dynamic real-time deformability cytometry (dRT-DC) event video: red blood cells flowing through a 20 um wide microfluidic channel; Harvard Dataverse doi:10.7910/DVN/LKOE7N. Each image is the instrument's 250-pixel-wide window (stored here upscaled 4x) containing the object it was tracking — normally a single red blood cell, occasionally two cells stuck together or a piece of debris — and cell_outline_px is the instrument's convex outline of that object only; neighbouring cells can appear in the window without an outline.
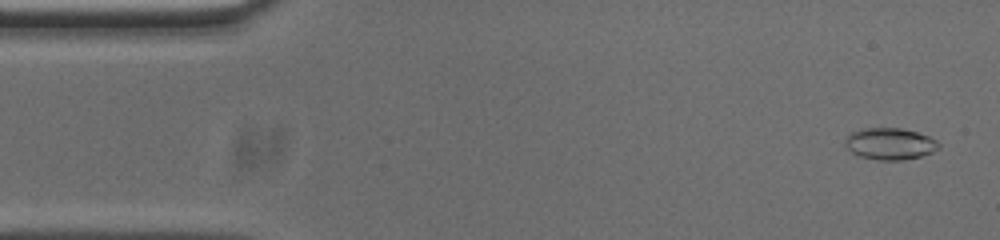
{"species": "common noctule bat (a hibernating species)", "species_latin": "Nyctalus noctula", "temperature_condition": "cold", "stored_images_in_passage": 53, "camera_frame_rate_fps": 3000, "um_per_image_px": 0.085, "animal": {"sex": "male", "body_mass_g": 20.0, "forearm_length_mm": 53.3}, "frame": {"image": 1, "passage_image": 2, "time_ms": 0.333, "image_size_px": [1000, 240], "cell_outline_px": [[940, 148], [932, 152], [920, 156], [904, 160], [880, 160], [860, 156], [852, 152], [844, 144], [844, 140], [852, 132], [860, 128], [900, 128], [916, 132], [928, 136], [936, 140], [940, 144]], "centroid_in_image_um": [75.65, 12.22], "position_along_channel_um": 9.4, "area_um2": 17.22}}
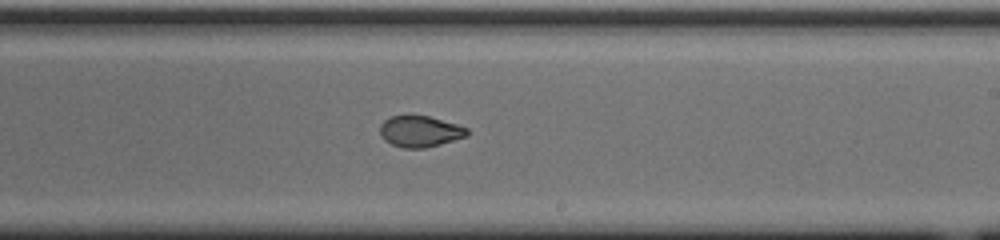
{"frame": {"image": 2, "passage_image": 30, "time_ms": 9.667, "image_size_px": [1000, 240], "cell_outline_px": [[468, 136], [440, 144], [424, 148], [404, 148], [392, 144], [384, 140], [380, 132], [380, 124], [384, 120], [392, 116], [428, 116], [456, 124], [468, 128]], "centroid_in_image_um": [35.7, 11.17], "position_along_channel_um": 253.3, "area_um2": 15.66}}
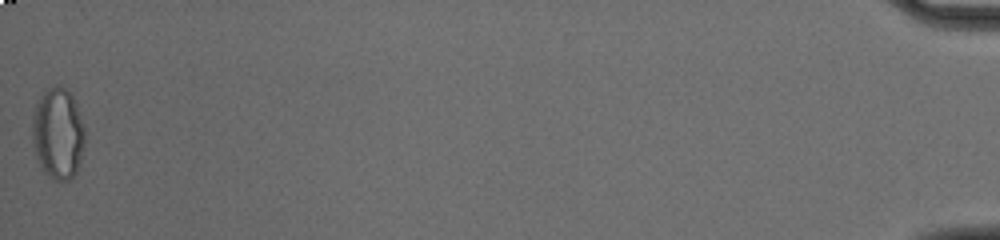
{"frame": {"image": 3, "passage_image": 53, "time_ms": 17.333, "image_size_px": [1000, 240], "cell_outline_px": [[84, 144], [80, 160], [76, 172], [68, 180], [56, 180], [44, 172], [36, 156], [32, 136], [32, 120], [36, 100], [44, 88], [56, 84], [64, 88], [72, 96], [76, 104], [84, 128]], "centroid_in_image_um": [4.9, 11.29], "position_along_channel_um": 430.3, "area_um2": 27.98}, "authors_computed_cell_mechanics": {"area_um2": 16.8198, "velocity_mm_per_s": 3.753, "shape_relaxation_time_tau1_ms": null, "shape_relaxation_time_tau2_ms": 1.8489, "deformation_change_tau1": null, "deformation_change_tau2": 0.0615}}